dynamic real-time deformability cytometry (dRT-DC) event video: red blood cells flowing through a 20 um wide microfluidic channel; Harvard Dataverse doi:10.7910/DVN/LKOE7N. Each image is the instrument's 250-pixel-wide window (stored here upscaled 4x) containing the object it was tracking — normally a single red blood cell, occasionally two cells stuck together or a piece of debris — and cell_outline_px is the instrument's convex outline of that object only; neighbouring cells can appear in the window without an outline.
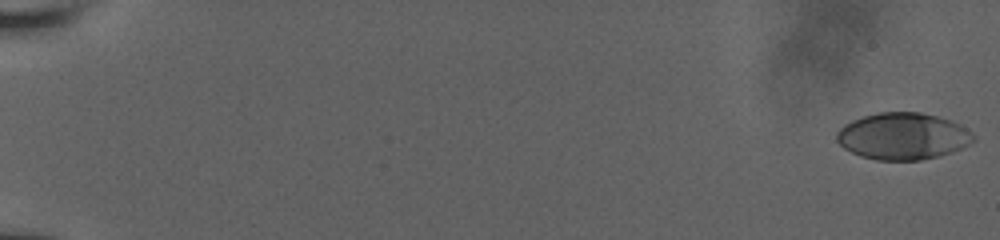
{"species": "human", "species_latin": "Homo sapiens", "temperature_condition": "room temperature", "stored_images_in_passage": 19, "camera_frame_rate_fps": 3000, "um_per_image_px": 0.085, "donor": {"sex": "male"}, "frame": {"image": 1, "passage_image": 1, "time_ms": 0.0, "image_size_px": [1000, 240], "cell_outline_px": [[976, 140], [952, 152], [940, 156], [920, 160], [876, 160], [860, 156], [844, 148], [836, 140], [836, 132], [844, 124], [852, 120], [864, 116], [880, 112], [920, 112], [936, 116], [960, 124], [972, 132], [976, 136]], "centroid_in_image_um": [76.74, 11.58], "position_along_channel_um": 8.3, "area_um2": 37.34}}
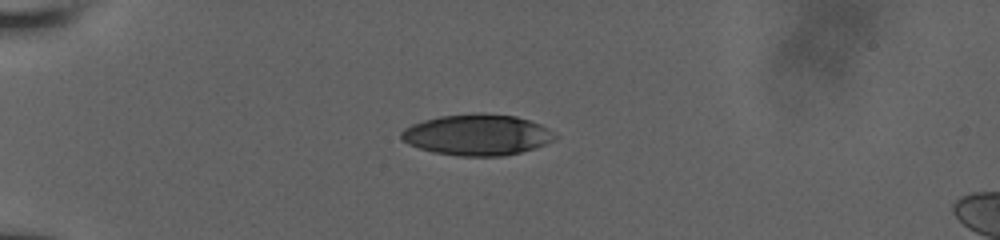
{"frame": {"image": 2, "passage_image": 14, "time_ms": 5.333, "image_size_px": [1000, 240], "cell_outline_px": [[560, 136], [556, 140], [520, 152], [504, 156], [460, 156], [432, 152], [408, 144], [400, 136], [400, 132], [404, 128], [412, 124], [424, 120], [440, 116], [480, 112], [516, 116], [540, 124], [556, 132]], "centroid_in_image_um": [40.59, 11.45], "position_along_channel_um": 44.4, "area_um2": 36.93}}